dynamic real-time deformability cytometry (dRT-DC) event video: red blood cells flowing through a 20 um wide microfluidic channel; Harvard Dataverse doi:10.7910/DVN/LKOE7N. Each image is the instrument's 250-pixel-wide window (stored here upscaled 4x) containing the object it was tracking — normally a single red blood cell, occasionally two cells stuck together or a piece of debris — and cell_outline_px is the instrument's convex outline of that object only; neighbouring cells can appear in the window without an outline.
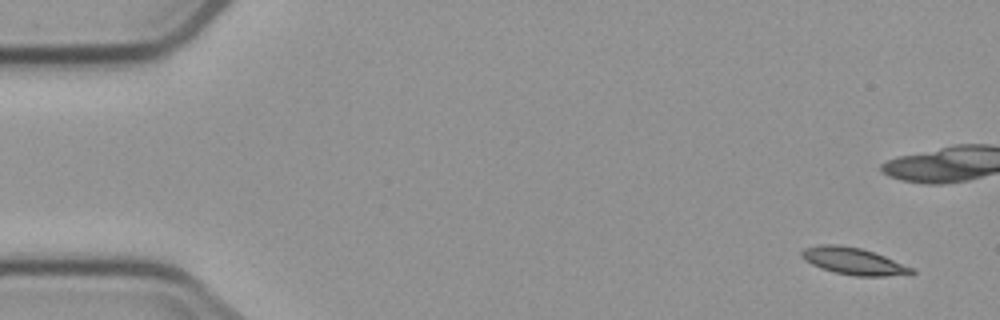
{"species": "common noctule bat (a hibernating species)", "species_latin": "Nyctalus noctula", "temperature_condition": "cold", "stored_images_in_passage": 7, "camera_frame_rate_fps": 3000, "um_per_image_px": 0.085, "animal": {"sex": "male", "body_mass_g": 23.1, "forearm_length_mm": 52.7}, "frame": {"image": 1, "passage_image": 1, "time_ms": 0.0, "image_size_px": [1000, 320], "cell_outline_px": [[916, 272], [884, 276], [856, 276], [836, 272], [820, 268], [804, 260], [800, 256], [800, 252], [804, 248], [820, 244], [836, 244], [860, 248], [884, 256], [912, 268]], "centroid_in_image_um": [72.46, 22.18], "position_along_channel_um": 12.5, "area_um2": 16.94}}